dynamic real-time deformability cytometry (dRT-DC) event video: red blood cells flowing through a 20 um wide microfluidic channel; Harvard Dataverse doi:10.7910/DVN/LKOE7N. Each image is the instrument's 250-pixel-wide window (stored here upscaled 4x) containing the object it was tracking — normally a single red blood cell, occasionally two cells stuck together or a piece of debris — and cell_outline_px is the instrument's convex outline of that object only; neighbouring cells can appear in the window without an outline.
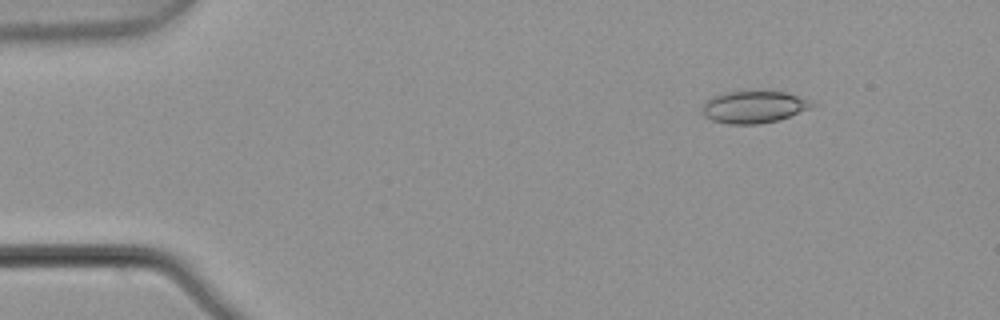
{"species": "common noctule bat (a hibernating species)", "species_latin": "Nyctalus noctula", "temperature_condition": "warm", "stored_images_in_passage": 5, "camera_frame_rate_fps": 3000, "um_per_image_px": 0.085, "animal": {"sex": "male", "body_mass_g": 21.5, "forearm_length_mm": 52.0}, "frame": {"image": 1, "passage_image": 2, "time_ms": 0.333, "image_size_px": [1000, 320], "cell_outline_px": [[820, 104], [780, 120], [760, 124], [728, 124], [712, 120], [704, 116], [704, 104], [712, 96], [728, 92], [788, 92]], "centroid_in_image_um": [64.14, 9.1], "position_along_channel_um": 20.9, "area_um2": 20.4}}
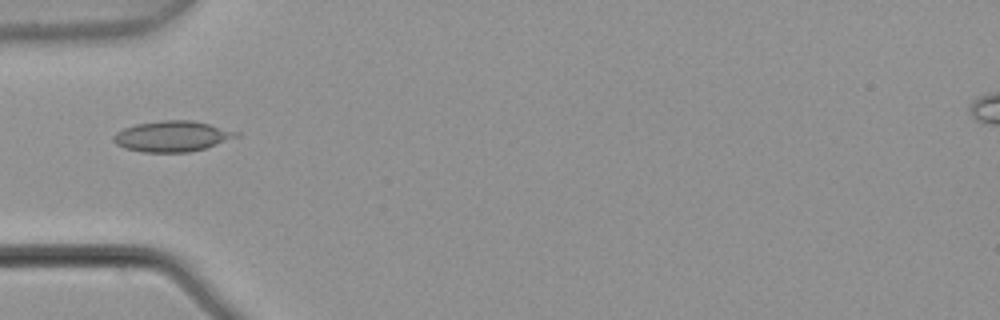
{"frame": {"image": 2, "passage_image": 5, "time_ms": 1.333, "image_size_px": [1000, 320], "cell_outline_px": [[240, 136], [204, 148], [188, 152], [144, 152], [124, 148], [116, 144], [112, 140], [112, 136], [116, 132], [124, 128], [136, 124], [164, 120], [192, 120], [240, 132]], "centroid_in_image_um": [14.61, 11.58], "position_along_channel_um": 70.4, "area_um2": 21.85}}